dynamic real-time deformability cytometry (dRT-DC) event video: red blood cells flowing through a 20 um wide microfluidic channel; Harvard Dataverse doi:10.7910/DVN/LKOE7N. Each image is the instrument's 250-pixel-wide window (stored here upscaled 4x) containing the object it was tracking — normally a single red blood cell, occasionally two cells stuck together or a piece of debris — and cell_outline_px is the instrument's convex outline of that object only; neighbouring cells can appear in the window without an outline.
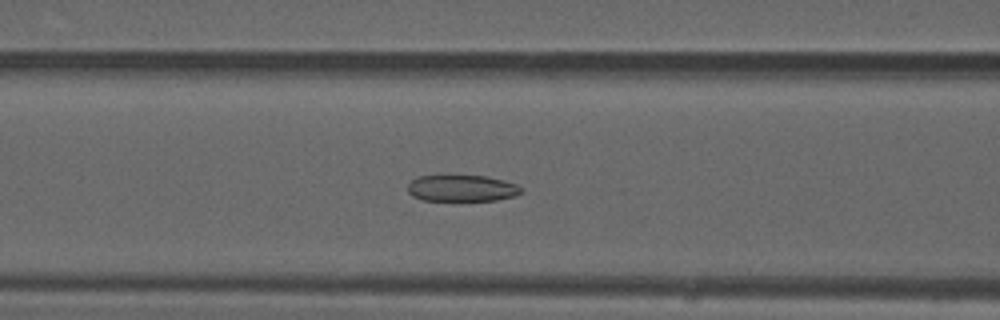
{"species": "common noctule bat (a hibernating species)", "species_latin": "Nyctalus noctula", "temperature_condition": "warm", "stored_images_in_passage": 36, "camera_frame_rate_fps": 3000, "um_per_image_px": 0.085, "animal": {"sex": "male", "forearm_length_mm": 52.5}, "frame": {"image": 1, "passage_image": 6, "time_ms": 1.667, "image_size_px": [1000, 320], "cell_outline_px": [[524, 192], [516, 196], [496, 200], [424, 200], [412, 196], [408, 192], [408, 184], [416, 176], [488, 176], [504, 180], [516, 184], [524, 188]], "centroid_in_image_um": [39.31, 16.0], "position_along_channel_um": 127.3, "area_um2": 17.57}}
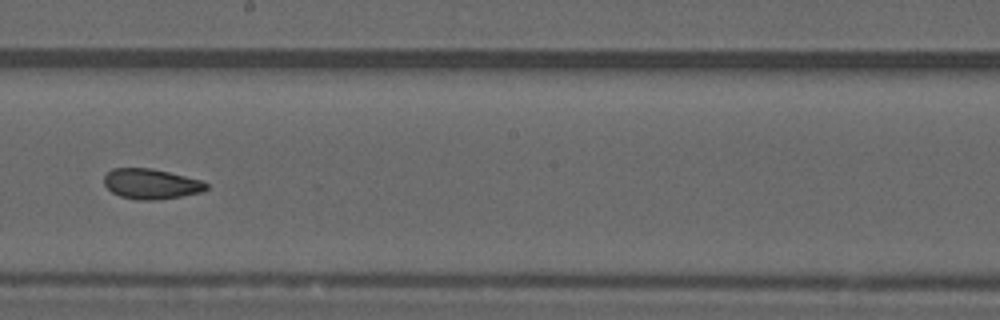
{"frame": {"image": 2, "passage_image": 14, "time_ms": 4.333, "image_size_px": [1000, 320], "cell_outline_px": [[208, 188], [200, 192], [180, 196], [156, 200], [136, 200], [120, 196], [112, 192], [104, 184], [104, 176], [112, 168], [152, 168], [204, 180], [208, 184]], "centroid_in_image_um": [12.85, 15.62], "position_along_channel_um": 235.3, "area_um2": 18.09}}
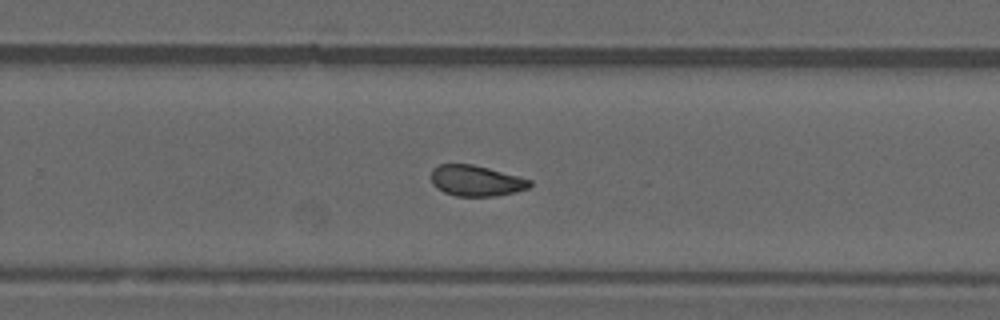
{"frame": {"image": 3, "passage_image": 18, "time_ms": 5.667, "image_size_px": [1000, 320], "cell_outline_px": [[532, 184], [528, 188], [516, 192], [496, 196], [456, 196], [444, 192], [436, 188], [432, 184], [432, 168], [440, 164], [472, 164], [488, 168], [532, 180]], "centroid_in_image_um": [40.46, 15.37], "position_along_channel_um": 289.3, "area_um2": 17.69}, "authors_computed_cell_mechanics": {"area_um2": 18.207, "velocity_mm_per_s": 4.0631, "shape_relaxation_time_tau1_ms": null, "shape_relaxation_time_tau2_ms": 1.8128, "deformation_change_tau1": null, "deformation_change_tau2": 0.0721}}